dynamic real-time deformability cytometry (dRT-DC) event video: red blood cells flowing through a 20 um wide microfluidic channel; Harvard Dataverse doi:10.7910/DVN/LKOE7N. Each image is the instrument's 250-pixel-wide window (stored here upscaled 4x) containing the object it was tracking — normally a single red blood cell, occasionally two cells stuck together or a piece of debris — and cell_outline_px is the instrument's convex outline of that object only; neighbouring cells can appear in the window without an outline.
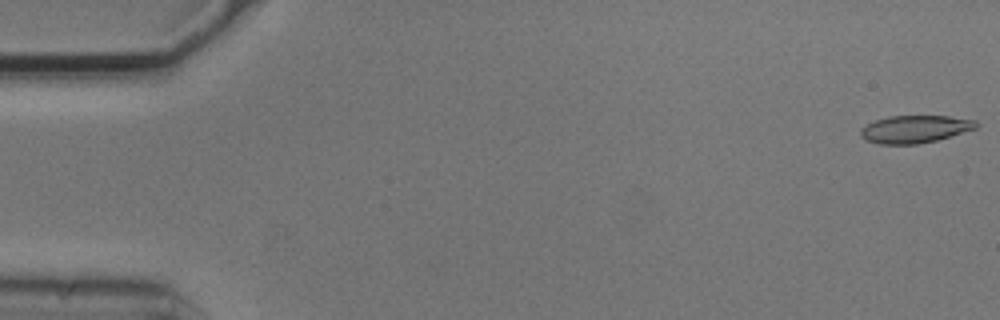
{"species": "common noctule bat (a hibernating species)", "species_latin": "Nyctalus noctula", "temperature_condition": "cold", "stored_images_in_passage": 6, "camera_frame_rate_fps": 3000, "um_per_image_px": 0.085, "animal": {"sex": "male", "body_mass_g": 20.5, "forearm_length_mm": 52.5}, "frame": {"image": 1, "passage_image": 1, "time_ms": 0.0, "image_size_px": [1000, 320], "cell_outline_px": [[980, 124], [976, 128], [936, 140], [916, 144], [880, 144], [868, 140], [860, 136], [860, 128], [876, 120], [888, 116], [948, 116], [976, 120]], "centroid_in_image_um": [77.77, 10.97], "position_along_channel_um": 7.2, "area_um2": 18.38}}